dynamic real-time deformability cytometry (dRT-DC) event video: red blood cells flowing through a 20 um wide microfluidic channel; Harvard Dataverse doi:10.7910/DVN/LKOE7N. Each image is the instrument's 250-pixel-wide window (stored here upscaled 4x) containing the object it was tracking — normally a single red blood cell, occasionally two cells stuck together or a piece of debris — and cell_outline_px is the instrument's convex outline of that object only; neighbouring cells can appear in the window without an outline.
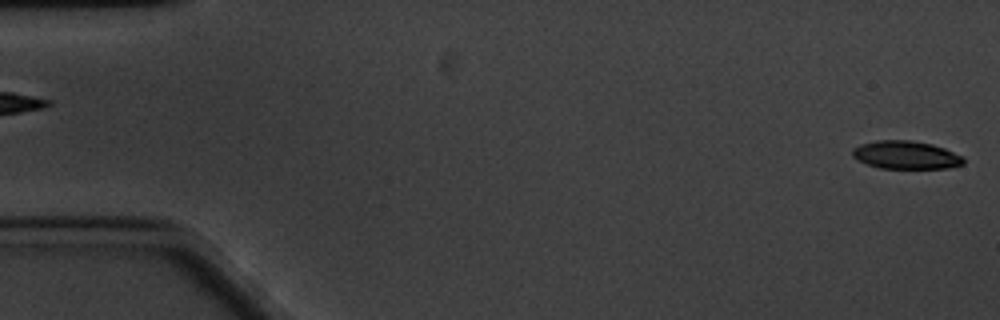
{"species": "common noctule bat (a hibernating species)", "species_latin": "Nyctalus noctula", "temperature_condition": "cold", "stored_images_in_passage": 60, "camera_frame_rate_fps": 3000, "um_per_image_px": 0.085, "animal": {"sex": "male", "body_mass_g": 20.1, "forearm_length_mm": 53.5}, "frame": {"image": 1, "passage_image": 1, "time_ms": 0.0, "image_size_px": [1000, 320], "cell_outline_px": [[964, 164], [948, 168], [880, 168], [868, 164], [852, 156], [852, 148], [860, 144], [876, 140], [912, 140], [932, 144], [944, 148], [964, 156]], "centroid_in_image_um": [77.02, 13.16], "position_along_channel_um": 8.0, "area_um2": 18.21}}
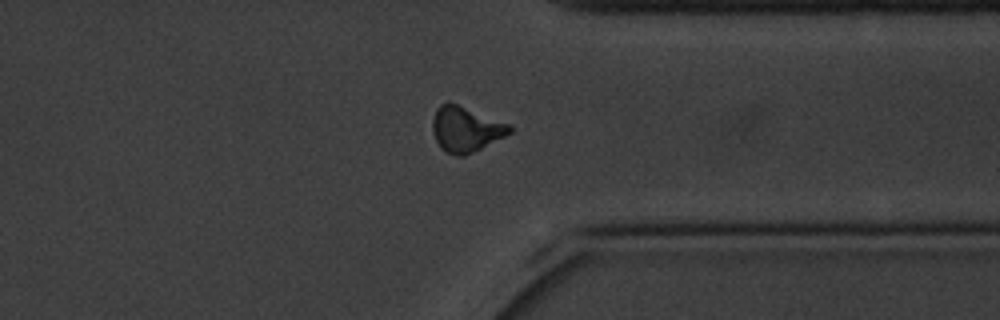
{"frame": {"image": 2, "passage_image": 46, "time_ms": 15.0, "image_size_px": [1000, 320], "cell_outline_px": [[512, 132], [464, 156], [456, 156], [444, 152], [440, 148], [432, 132], [432, 120], [436, 108], [440, 104], [448, 100], [512, 124]], "centroid_in_image_um": [39.56, 10.95], "position_along_channel_um": 371.8, "area_um2": 20.69}}
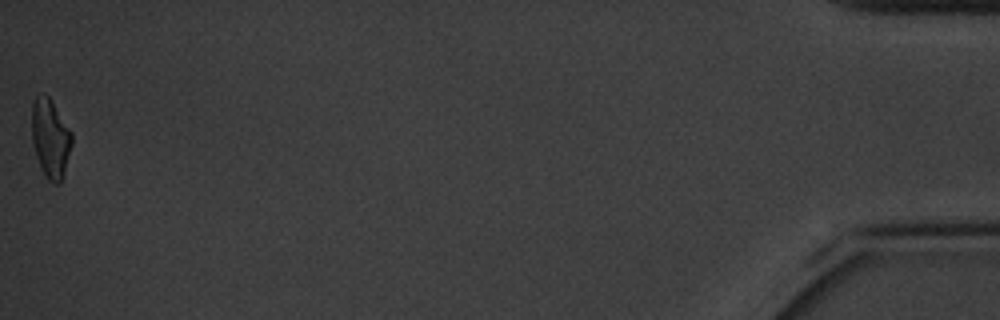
{"frame": {"image": 3, "passage_image": 60, "time_ms": 19.667, "image_size_px": [1000, 320], "cell_outline_px": [[72, 144], [64, 172], [60, 184], [52, 184], [48, 180], [36, 156], [32, 144], [32, 104], [36, 96], [44, 92], [52, 100], [72, 132]], "centroid_in_image_um": [4.29, 11.73], "position_along_channel_um": 430.9, "area_um2": 18.44}, "authors_computed_cell_mechanics": {"area_um2": 19.2474, "velocity_mm_per_s": 3.3103, "shape_relaxation_time_tau1_ms": 2.8529, "shape_relaxation_time_tau2_ms": 5.2596, "deformation_change_tau1": 0.1265, "deformation_change_tau2": 0.124}}